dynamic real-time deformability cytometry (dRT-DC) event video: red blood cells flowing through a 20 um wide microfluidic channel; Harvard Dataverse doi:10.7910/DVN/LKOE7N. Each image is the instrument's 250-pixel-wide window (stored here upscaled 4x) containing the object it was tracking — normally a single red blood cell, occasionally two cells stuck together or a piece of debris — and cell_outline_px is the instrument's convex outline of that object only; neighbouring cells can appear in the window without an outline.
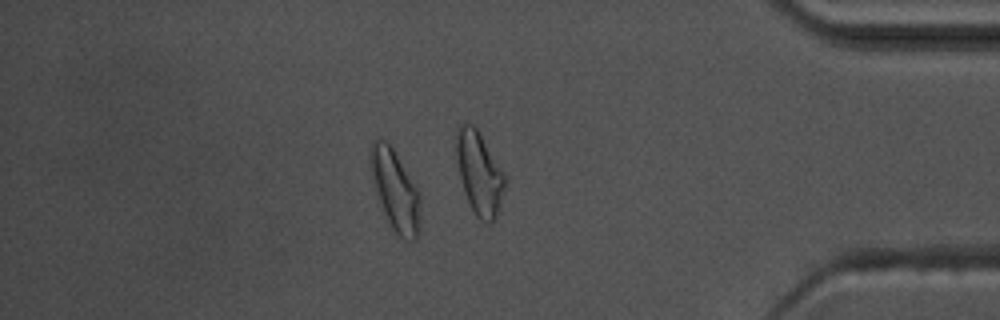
{"species": "common noctule bat (a hibernating species)", "species_latin": "Nyctalus noctula", "temperature_condition": "warm", "stored_images_in_passage": 55, "camera_frame_rate_fps": 3000, "um_per_image_px": 0.085, "animal": {"sex": "male", "body_mass_g": 17.5, "forearm_length_mm": 52.3}, "frame": {"image": 1, "passage_image": 47, "time_ms": 15.333, "image_size_px": [1000, 320], "cell_outline_px": [[420, 236], [416, 240], [408, 240], [400, 236], [392, 228], [384, 212], [376, 192], [372, 180], [368, 160], [368, 148], [372, 140], [380, 136], [392, 148], [420, 192]], "centroid_in_image_um": [33.58, 16.13], "position_along_channel_um": 401.6, "area_um2": 23.76}, "authors_computed_cell_mechanics": {"area_um2": 20.1722, "velocity_mm_per_s": 3.6433, "shape_relaxation_time_tau1_ms": 4.7112, "shape_relaxation_time_tau2_ms": 1.6699, "deformation_change_tau1": 0.1436, "deformation_change_tau2": 0.0751}}